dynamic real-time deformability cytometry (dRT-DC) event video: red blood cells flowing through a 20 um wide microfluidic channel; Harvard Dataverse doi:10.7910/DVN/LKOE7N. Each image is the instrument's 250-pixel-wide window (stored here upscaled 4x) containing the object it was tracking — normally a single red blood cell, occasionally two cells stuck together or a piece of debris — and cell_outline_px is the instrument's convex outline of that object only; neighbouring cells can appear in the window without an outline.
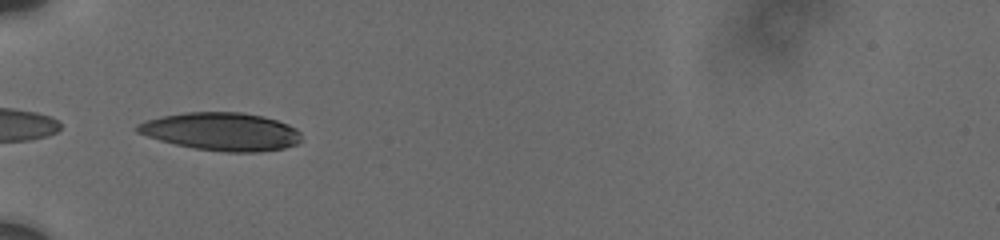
{"species": "human", "species_latin": "Homo sapiens", "temperature_condition": "cold", "stored_images_in_passage": 7, "camera_frame_rate_fps": 3000, "um_per_image_px": 0.085, "donor": {"sex": "male"}, "frame": {"image": 1, "passage_image": 1, "time_ms": 0.0, "image_size_px": [1000, 240], "cell_outline_px": [[300, 140], [296, 144], [284, 148], [260, 152], [228, 152], [192, 148], [160, 140], [136, 132], [132, 128], [136, 124], [144, 120], [160, 116], [184, 112], [244, 112], [264, 116], [288, 124], [296, 128], [300, 132]], "centroid_in_image_um": [18.78, 11.17], "position_along_channel_um": 66.2, "area_um2": 36.59}}
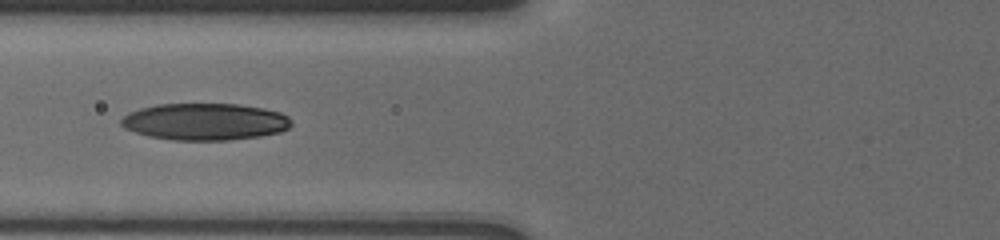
{"frame": {"image": 2, "passage_image": 6, "time_ms": 1.333, "image_size_px": [1000, 240], "cell_outline_px": [[292, 124], [288, 128], [280, 132], [260, 136], [228, 140], [172, 140], [148, 136], [124, 128], [120, 124], [120, 120], [128, 112], [140, 108], [156, 104], [240, 104], [264, 108], [280, 112], [288, 116], [292, 120]], "centroid_in_image_um": [17.42, 10.34], "position_along_channel_um": 108.4, "area_um2": 36.82}}